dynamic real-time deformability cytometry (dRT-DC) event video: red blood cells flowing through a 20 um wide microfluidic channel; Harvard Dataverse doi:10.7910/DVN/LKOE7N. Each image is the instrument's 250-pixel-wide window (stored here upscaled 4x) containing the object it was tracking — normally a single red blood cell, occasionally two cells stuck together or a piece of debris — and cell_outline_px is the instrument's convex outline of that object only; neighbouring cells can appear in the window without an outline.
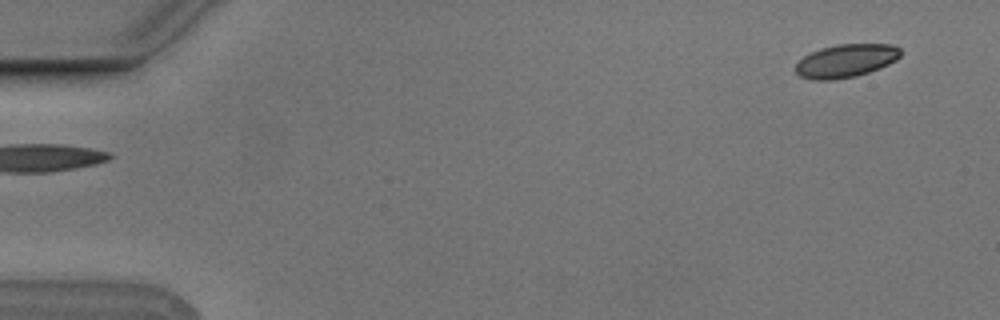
{"species": "Egyptian fruit bat (a non-hibernating species)", "species_latin": "Rousettus aegyptiacus", "temperature_condition": "cold", "stored_images_in_passage": 6, "segment_of_instrument_passage": [2, 2], "camera_frame_rate_fps": 3000, "um_per_image_px": 0.085, "animal": {"sex": "male"}, "frame": {"image": 1, "passage_image": 6, "time_ms": 1.667, "image_size_px": [1000, 320], "cell_outline_px": [[900, 56], [896, 60], [880, 68], [856, 76], [832, 80], [812, 80], [800, 76], [796, 72], [796, 64], [804, 56], [820, 48], [840, 44], [892, 44], [900, 48]], "centroid_in_image_um": [71.91, 5.17], "position_along_channel_um": 13.1, "area_um2": 20.23}}